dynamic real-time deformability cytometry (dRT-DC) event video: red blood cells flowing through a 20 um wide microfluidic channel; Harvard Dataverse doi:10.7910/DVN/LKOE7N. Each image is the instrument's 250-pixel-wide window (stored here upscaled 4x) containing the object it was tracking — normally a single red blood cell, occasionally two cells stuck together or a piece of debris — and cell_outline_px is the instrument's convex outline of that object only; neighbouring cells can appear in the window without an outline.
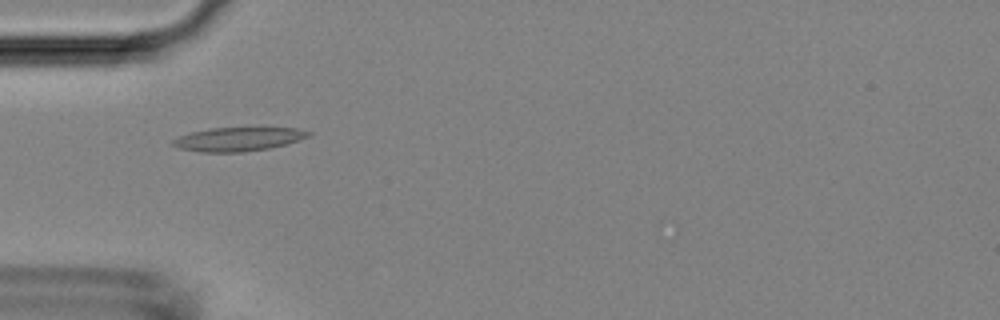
{"species": "Egyptian fruit bat (a non-hibernating species)", "species_latin": "Rousettus aegyptiacus", "temperature_condition": "room temperature", "stored_images_in_passage": 5, "camera_frame_rate_fps": 3000, "um_per_image_px": 0.085, "animal": {"sex": "female"}, "frame": {"image": 1, "passage_image": 5, "time_ms": 4.667, "image_size_px": [1000, 320], "cell_outline_px": [[312, 136], [288, 144], [268, 148], [244, 152], [200, 152], [180, 148], [172, 144], [172, 140], [180, 136], [192, 132], [212, 128], [264, 124], [296, 128], [312, 132]], "centroid_in_image_um": [20.4, 11.77], "position_along_channel_um": 64.6, "area_um2": 19.94}}